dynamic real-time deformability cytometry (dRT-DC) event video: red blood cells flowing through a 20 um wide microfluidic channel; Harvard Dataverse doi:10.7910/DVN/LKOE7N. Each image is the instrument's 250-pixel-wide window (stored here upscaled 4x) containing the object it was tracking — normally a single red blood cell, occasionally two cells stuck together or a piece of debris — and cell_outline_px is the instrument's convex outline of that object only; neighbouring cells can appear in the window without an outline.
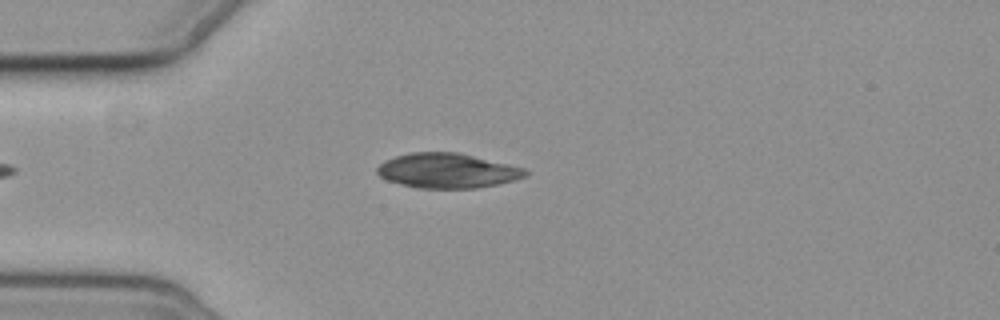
{"species": "common noctule bat (a hibernating species)", "species_latin": "Nyctalus noctula", "temperature_condition": "cold", "stored_images_in_passage": 5, "camera_frame_rate_fps": 3000, "um_per_image_px": 0.085, "animal": {"sex": "female", "body_mass_g": 19.3, "forearm_length_mm": 54.1}, "frame": {"image": 1, "passage_image": 5, "time_ms": 5.667, "image_size_px": [1000, 320], "cell_outline_px": [[528, 176], [516, 180], [500, 184], [476, 188], [420, 188], [388, 180], [380, 176], [376, 172], [376, 168], [384, 160], [396, 156], [412, 152], [460, 152], [524, 168], [528, 172]], "centroid_in_image_um": [38.06, 14.5], "position_along_channel_um": 46.9, "area_um2": 30.06}}